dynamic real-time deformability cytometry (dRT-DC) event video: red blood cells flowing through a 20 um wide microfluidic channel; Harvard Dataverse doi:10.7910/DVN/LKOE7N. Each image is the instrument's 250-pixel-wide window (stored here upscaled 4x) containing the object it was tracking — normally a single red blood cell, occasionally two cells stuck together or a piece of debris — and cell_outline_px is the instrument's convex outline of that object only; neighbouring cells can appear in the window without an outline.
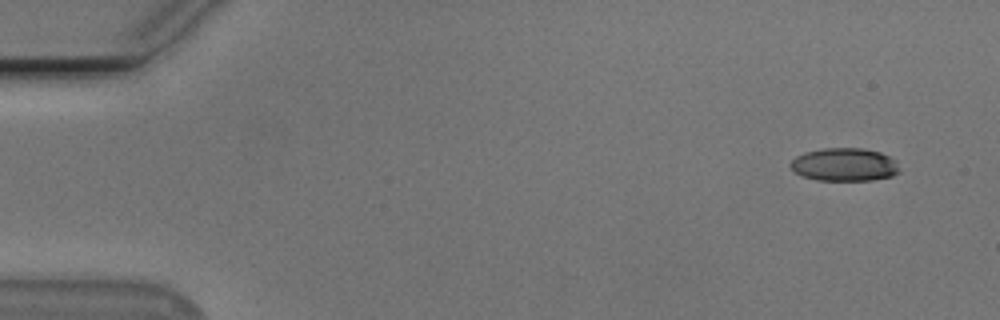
{"species": "Egyptian fruit bat (a non-hibernating species)", "species_latin": "Rousettus aegyptiacus", "temperature_condition": "cold", "stored_images_in_passage": 52, "camera_frame_rate_fps": 3000, "um_per_image_px": 0.085, "animal": {"sex": "male"}, "frame": {"image": 1, "passage_image": 1, "time_ms": 0.0, "image_size_px": [1000, 320], "cell_outline_px": [[900, 172], [892, 176], [872, 180], [816, 180], [804, 176], [796, 172], [788, 164], [796, 156], [804, 152], [824, 148], [860, 148], [880, 152], [896, 160], [900, 168]], "centroid_in_image_um": [71.8, 13.99], "position_along_channel_um": 13.2, "area_um2": 21.04}}
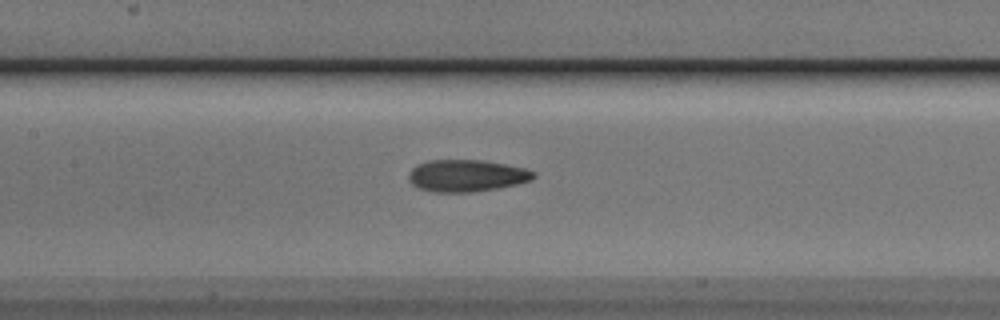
{"frame": {"image": 2, "passage_image": 23, "time_ms": 7.333, "image_size_px": [1000, 320], "cell_outline_px": [[536, 176], [532, 180], [516, 184], [496, 188], [472, 192], [432, 192], [420, 188], [412, 184], [408, 180], [408, 172], [416, 164], [428, 160], [484, 160], [524, 168], [536, 172]], "centroid_in_image_um": [39.63, 14.92], "position_along_channel_um": 167.8, "area_um2": 23.35}}
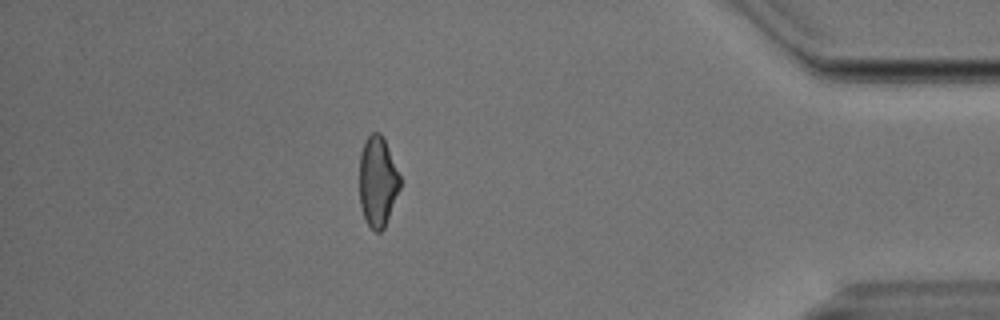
{"frame": {"image": 3, "passage_image": 45, "time_ms": 14.667, "image_size_px": [1000, 320], "cell_outline_px": [[400, 188], [384, 228], [380, 232], [376, 232], [368, 224], [364, 216], [360, 204], [360, 152], [364, 140], [372, 132], [380, 132], [384, 140], [400, 176]], "centroid_in_image_um": [32.09, 15.42], "position_along_channel_um": 403.1, "area_um2": 21.1}, "authors_computed_cell_mechanics": {"area_um2": 22.3686, "velocity_mm_per_s": 3.7934, "shape_relaxation_time_tau1_ms": null, "shape_relaxation_time_tau2_ms": 2.5332, "deformation_change_tau1": null, "deformation_change_tau2": 0.1101}}